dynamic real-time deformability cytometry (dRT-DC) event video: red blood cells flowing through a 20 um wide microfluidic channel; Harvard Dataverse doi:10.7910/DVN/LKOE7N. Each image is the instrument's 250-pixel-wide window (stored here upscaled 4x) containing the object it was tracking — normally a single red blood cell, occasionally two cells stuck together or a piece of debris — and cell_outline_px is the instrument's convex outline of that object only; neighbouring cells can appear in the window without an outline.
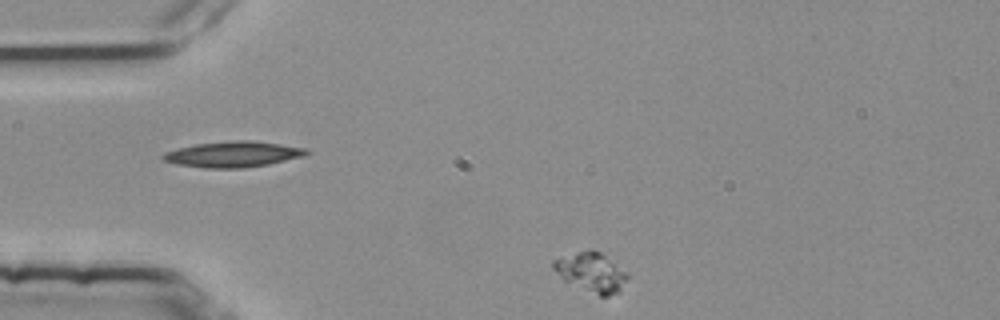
{"species": "common noctule bat (a hibernating species)", "species_latin": "Nyctalus noctula", "temperature_condition": "room temperature", "stored_images_in_passage": 5, "segment_of_instrument_passage": [2, 2], "camera_frame_rate_fps": 3000, "um_per_image_px": 0.085, "animal": {"sex": "female", "body_mass_g": 25.1}, "frame": {"image": 1, "passage_image": 5, "time_ms": 1.333, "image_size_px": [1000, 320], "cell_outline_px": [[628, 276], [620, 292], [608, 296], [600, 296], [564, 280], [552, 268], [552, 260], [588, 248], [592, 248], [600, 252], [628, 272]], "centroid_in_image_um": [50.27, 23.12], "position_along_channel_um": 34.7, "area_um2": 16.99}}